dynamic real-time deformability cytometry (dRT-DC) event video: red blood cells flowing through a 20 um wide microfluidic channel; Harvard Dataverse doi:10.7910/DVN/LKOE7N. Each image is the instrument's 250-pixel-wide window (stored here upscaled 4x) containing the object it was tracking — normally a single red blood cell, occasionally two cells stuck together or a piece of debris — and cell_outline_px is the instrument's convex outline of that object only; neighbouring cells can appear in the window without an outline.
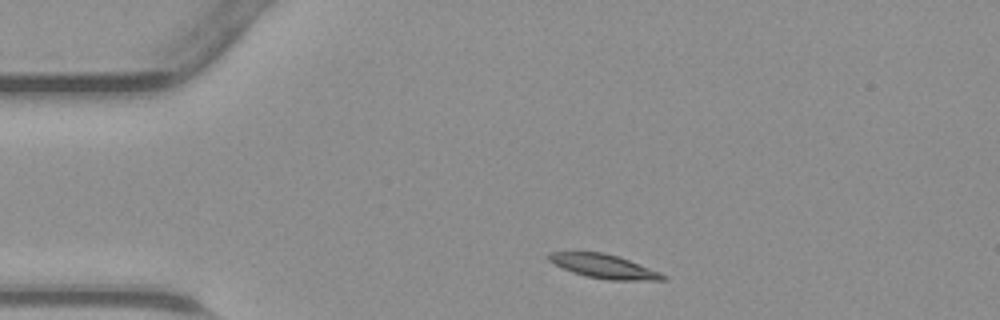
{"species": "common noctule bat (a hibernating species)", "species_latin": "Nyctalus noctula", "temperature_condition": "warm", "stored_images_in_passage": 37, "camera_frame_rate_fps": 3000, "um_per_image_px": 0.085, "animal": {"sex": "male", "body_mass_g": 23.1, "forearm_length_mm": 52.7}, "frame": {"image": 1, "passage_image": 1, "time_ms": 0.0, "image_size_px": [1000, 320], "cell_outline_px": [[668, 280], [608, 280], [588, 276], [572, 272], [548, 260], [544, 256], [548, 252], [572, 248], [604, 252], [628, 260], [660, 272], [668, 276]], "centroid_in_image_um": [51.2, 22.57], "position_along_channel_um": 33.8, "area_um2": 16.59}}
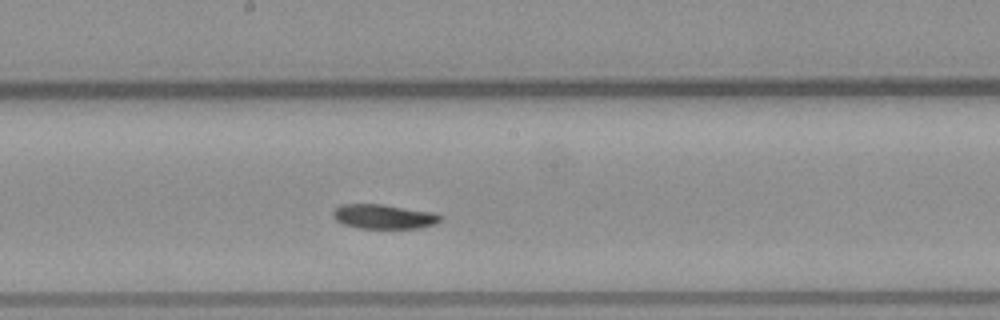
{"frame": {"image": 2, "passage_image": 16, "time_ms": 5.0, "image_size_px": [1000, 320], "cell_outline_px": [[444, 216], [436, 224], [420, 228], [356, 228], [344, 224], [336, 220], [332, 216], [332, 212], [340, 204], [384, 204], [436, 212]], "centroid_in_image_um": [32.66, 18.4], "position_along_channel_um": 215.5, "area_um2": 15.61}}
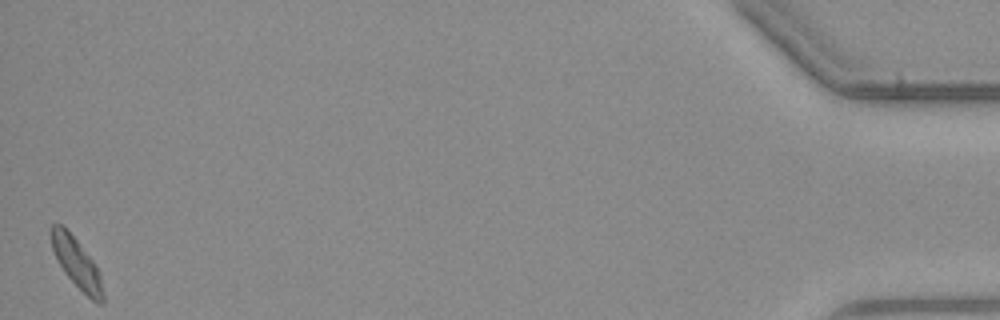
{"frame": {"image": 3, "passage_image": 37, "time_ms": 12.0, "image_size_px": [1000, 320], "cell_outline_px": [[104, 304], [96, 304], [64, 272], [52, 248], [48, 232], [52, 224], [60, 224], [76, 240], [96, 264], [100, 276], [104, 292]], "centroid_in_image_um": [6.52, 22.37], "position_along_channel_um": 428.7, "area_um2": 14.85}}